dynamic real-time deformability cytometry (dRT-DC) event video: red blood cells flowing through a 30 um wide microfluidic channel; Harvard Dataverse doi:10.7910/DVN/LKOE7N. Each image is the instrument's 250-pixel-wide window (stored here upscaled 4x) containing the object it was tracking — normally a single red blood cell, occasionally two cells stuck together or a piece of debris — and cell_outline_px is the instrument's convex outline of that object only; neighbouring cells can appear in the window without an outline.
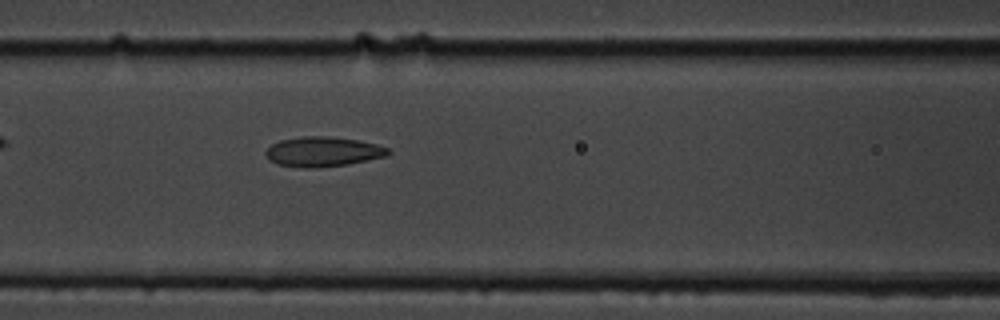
{"species": "common noctule bat (a hibernating species)", "species_latin": "Nyctalus noctula", "temperature_condition": "cold", "stored_images_in_passage": 9, "camera_frame_rate_fps": 3000, "um_per_image_px": 0.085, "animal": {"sex": "male", "body_mass_g": 19.5, "forearm_length_mm": 54.6}, "frame": {"image": 1, "passage_image": 9, "time_ms": 10.0, "image_size_px": [1000, 320], "cell_outline_px": [[392, 152], [388, 156], [348, 164], [312, 168], [304, 168], [276, 164], [268, 160], [264, 152], [272, 144], [280, 140], [304, 136], [328, 136], [356, 140], [376, 144], [388, 148]], "centroid_in_image_um": [27.44, 12.9], "position_along_channel_um": 139.2, "area_um2": 21.33}}